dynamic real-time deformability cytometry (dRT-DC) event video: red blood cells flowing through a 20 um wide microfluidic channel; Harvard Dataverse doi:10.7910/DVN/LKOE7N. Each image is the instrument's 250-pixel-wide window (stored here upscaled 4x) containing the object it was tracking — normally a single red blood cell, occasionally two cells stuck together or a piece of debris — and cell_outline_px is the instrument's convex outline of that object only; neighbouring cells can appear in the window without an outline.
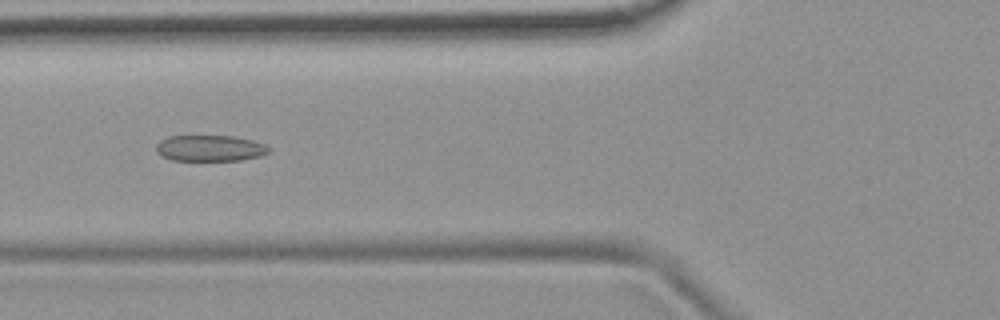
{"species": "common noctule bat (a hibernating species)", "species_latin": "Nyctalus noctula", "temperature_condition": "room temperature", "stored_images_in_passage": 6, "camera_frame_rate_fps": 3000, "um_per_image_px": 0.085, "animal": {"sex": "female", "body_mass_g": 19.9}, "frame": {"image": 1, "passage_image": 4, "time_ms": 4.333, "image_size_px": [1000, 320], "cell_outline_px": [[272, 148], [268, 152], [260, 156], [240, 160], [172, 160], [160, 156], [156, 152], [156, 144], [160, 140], [168, 136], [232, 136], [252, 140], [264, 144]], "centroid_in_image_um": [17.82, 12.59], "position_along_channel_um": 108.0, "area_um2": 17.17}}
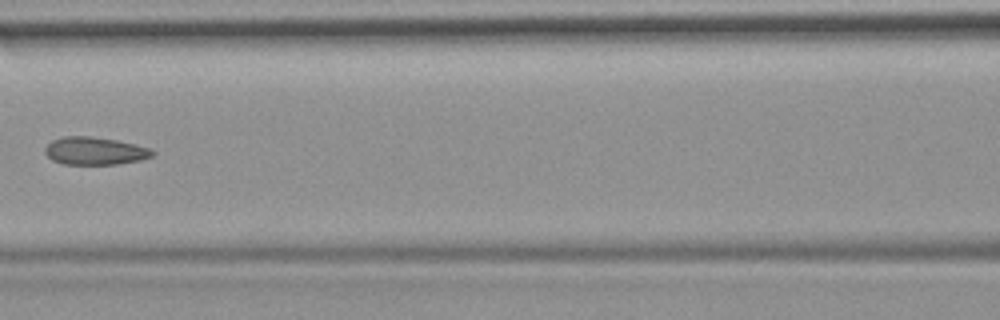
{"frame": {"image": 2, "passage_image": 5, "time_ms": 5.667, "image_size_px": [1000, 320], "cell_outline_px": [[156, 152], [152, 156], [140, 160], [116, 164], [64, 164], [52, 160], [44, 152], [44, 148], [52, 140], [64, 136], [88, 136], [116, 140], [136, 144], [148, 148]], "centroid_in_image_um": [8.05, 12.83], "position_along_channel_um": 158.6, "area_um2": 17.28}}
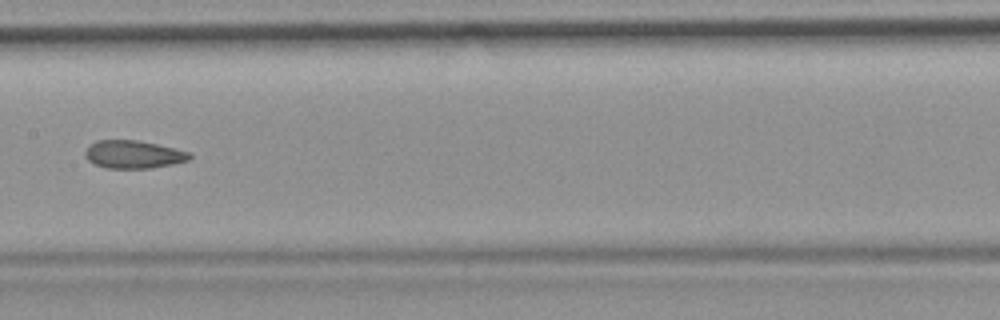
{"frame": {"image": 3, "passage_image": 6, "time_ms": 6.667, "image_size_px": [1000, 320], "cell_outline_px": [[192, 156], [188, 160], [172, 164], [152, 168], [104, 168], [88, 160], [84, 156], [84, 152], [96, 140], [136, 140], [156, 144], [188, 152]], "centroid_in_image_um": [11.31, 13.13], "position_along_channel_um": 196.1, "area_um2": 16.76}}